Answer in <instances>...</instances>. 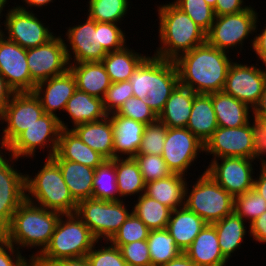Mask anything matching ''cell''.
Returning a JSON list of instances; mask_svg holds the SVG:
<instances>
[{
  "label": "cell",
  "instance_id": "cell-60",
  "mask_svg": "<svg viewBox=\"0 0 266 266\" xmlns=\"http://www.w3.org/2000/svg\"><path fill=\"white\" fill-rule=\"evenodd\" d=\"M260 166L259 178H254L253 189L266 200V164Z\"/></svg>",
  "mask_w": 266,
  "mask_h": 266
},
{
  "label": "cell",
  "instance_id": "cell-1",
  "mask_svg": "<svg viewBox=\"0 0 266 266\" xmlns=\"http://www.w3.org/2000/svg\"><path fill=\"white\" fill-rule=\"evenodd\" d=\"M227 53L206 42L181 54L174 60L179 84L196 94L221 92L233 61Z\"/></svg>",
  "mask_w": 266,
  "mask_h": 266
},
{
  "label": "cell",
  "instance_id": "cell-55",
  "mask_svg": "<svg viewBox=\"0 0 266 266\" xmlns=\"http://www.w3.org/2000/svg\"><path fill=\"white\" fill-rule=\"evenodd\" d=\"M244 4H246L244 0H217L213 9L215 16L235 14L251 7Z\"/></svg>",
  "mask_w": 266,
  "mask_h": 266
},
{
  "label": "cell",
  "instance_id": "cell-33",
  "mask_svg": "<svg viewBox=\"0 0 266 266\" xmlns=\"http://www.w3.org/2000/svg\"><path fill=\"white\" fill-rule=\"evenodd\" d=\"M128 45L109 52L101 61L112 83L129 80L136 68L148 57Z\"/></svg>",
  "mask_w": 266,
  "mask_h": 266
},
{
  "label": "cell",
  "instance_id": "cell-67",
  "mask_svg": "<svg viewBox=\"0 0 266 266\" xmlns=\"http://www.w3.org/2000/svg\"><path fill=\"white\" fill-rule=\"evenodd\" d=\"M263 125L266 127V118L261 121Z\"/></svg>",
  "mask_w": 266,
  "mask_h": 266
},
{
  "label": "cell",
  "instance_id": "cell-43",
  "mask_svg": "<svg viewBox=\"0 0 266 266\" xmlns=\"http://www.w3.org/2000/svg\"><path fill=\"white\" fill-rule=\"evenodd\" d=\"M149 231L144 222L132 212L109 242L119 248L135 241L147 240Z\"/></svg>",
  "mask_w": 266,
  "mask_h": 266
},
{
  "label": "cell",
  "instance_id": "cell-3",
  "mask_svg": "<svg viewBox=\"0 0 266 266\" xmlns=\"http://www.w3.org/2000/svg\"><path fill=\"white\" fill-rule=\"evenodd\" d=\"M159 41L154 56L175 60L181 54L206 43V32L173 2L160 5Z\"/></svg>",
  "mask_w": 266,
  "mask_h": 266
},
{
  "label": "cell",
  "instance_id": "cell-10",
  "mask_svg": "<svg viewBox=\"0 0 266 266\" xmlns=\"http://www.w3.org/2000/svg\"><path fill=\"white\" fill-rule=\"evenodd\" d=\"M44 114L41 102L33 92L14 93L7 105L0 111V121L6 122L2 130L0 149H6Z\"/></svg>",
  "mask_w": 266,
  "mask_h": 266
},
{
  "label": "cell",
  "instance_id": "cell-41",
  "mask_svg": "<svg viewBox=\"0 0 266 266\" xmlns=\"http://www.w3.org/2000/svg\"><path fill=\"white\" fill-rule=\"evenodd\" d=\"M265 211L266 200L255 189L234 197L233 212L243 220H248V223L253 222Z\"/></svg>",
  "mask_w": 266,
  "mask_h": 266
},
{
  "label": "cell",
  "instance_id": "cell-21",
  "mask_svg": "<svg viewBox=\"0 0 266 266\" xmlns=\"http://www.w3.org/2000/svg\"><path fill=\"white\" fill-rule=\"evenodd\" d=\"M113 124L114 158L135 157L141 145L145 124L131 118L118 115L116 112L109 114Z\"/></svg>",
  "mask_w": 266,
  "mask_h": 266
},
{
  "label": "cell",
  "instance_id": "cell-31",
  "mask_svg": "<svg viewBox=\"0 0 266 266\" xmlns=\"http://www.w3.org/2000/svg\"><path fill=\"white\" fill-rule=\"evenodd\" d=\"M212 103L219 127L234 128L251 122L253 109L223 91L212 93Z\"/></svg>",
  "mask_w": 266,
  "mask_h": 266
},
{
  "label": "cell",
  "instance_id": "cell-15",
  "mask_svg": "<svg viewBox=\"0 0 266 266\" xmlns=\"http://www.w3.org/2000/svg\"><path fill=\"white\" fill-rule=\"evenodd\" d=\"M266 82V67L261 70L254 64L232 62L225 81L223 92L242 101L253 109L258 103Z\"/></svg>",
  "mask_w": 266,
  "mask_h": 266
},
{
  "label": "cell",
  "instance_id": "cell-51",
  "mask_svg": "<svg viewBox=\"0 0 266 266\" xmlns=\"http://www.w3.org/2000/svg\"><path fill=\"white\" fill-rule=\"evenodd\" d=\"M134 97L144 100L151 85V56H148L133 72L129 79Z\"/></svg>",
  "mask_w": 266,
  "mask_h": 266
},
{
  "label": "cell",
  "instance_id": "cell-35",
  "mask_svg": "<svg viewBox=\"0 0 266 266\" xmlns=\"http://www.w3.org/2000/svg\"><path fill=\"white\" fill-rule=\"evenodd\" d=\"M217 232L218 244L223 256L229 260L239 250L247 233L245 221L234 212L212 224Z\"/></svg>",
  "mask_w": 266,
  "mask_h": 266
},
{
  "label": "cell",
  "instance_id": "cell-42",
  "mask_svg": "<svg viewBox=\"0 0 266 266\" xmlns=\"http://www.w3.org/2000/svg\"><path fill=\"white\" fill-rule=\"evenodd\" d=\"M173 3L206 33L211 29L215 13L214 9L205 0H175Z\"/></svg>",
  "mask_w": 266,
  "mask_h": 266
},
{
  "label": "cell",
  "instance_id": "cell-40",
  "mask_svg": "<svg viewBox=\"0 0 266 266\" xmlns=\"http://www.w3.org/2000/svg\"><path fill=\"white\" fill-rule=\"evenodd\" d=\"M26 200V186L0 187V235L9 226L12 216Z\"/></svg>",
  "mask_w": 266,
  "mask_h": 266
},
{
  "label": "cell",
  "instance_id": "cell-9",
  "mask_svg": "<svg viewBox=\"0 0 266 266\" xmlns=\"http://www.w3.org/2000/svg\"><path fill=\"white\" fill-rule=\"evenodd\" d=\"M255 8H248L239 13L215 16L211 29L206 33V42L217 49L229 52L243 50L244 41L250 34L257 32L258 13ZM254 32V33H253Z\"/></svg>",
  "mask_w": 266,
  "mask_h": 266
},
{
  "label": "cell",
  "instance_id": "cell-7",
  "mask_svg": "<svg viewBox=\"0 0 266 266\" xmlns=\"http://www.w3.org/2000/svg\"><path fill=\"white\" fill-rule=\"evenodd\" d=\"M127 209L123 200L90 198L77 203L75 214L88 226L98 242L110 241L132 213Z\"/></svg>",
  "mask_w": 266,
  "mask_h": 266
},
{
  "label": "cell",
  "instance_id": "cell-44",
  "mask_svg": "<svg viewBox=\"0 0 266 266\" xmlns=\"http://www.w3.org/2000/svg\"><path fill=\"white\" fill-rule=\"evenodd\" d=\"M167 126L159 121L146 125L137 154L162 156Z\"/></svg>",
  "mask_w": 266,
  "mask_h": 266
},
{
  "label": "cell",
  "instance_id": "cell-8",
  "mask_svg": "<svg viewBox=\"0 0 266 266\" xmlns=\"http://www.w3.org/2000/svg\"><path fill=\"white\" fill-rule=\"evenodd\" d=\"M60 117L45 113L38 118L34 124L23 131L4 151L11 153L15 158H33L37 148H47L48 156L51 158L57 151L58 140L62 129L68 128ZM47 145V146H46Z\"/></svg>",
  "mask_w": 266,
  "mask_h": 266
},
{
  "label": "cell",
  "instance_id": "cell-61",
  "mask_svg": "<svg viewBox=\"0 0 266 266\" xmlns=\"http://www.w3.org/2000/svg\"><path fill=\"white\" fill-rule=\"evenodd\" d=\"M46 266H91L87 257L62 259L52 263H48Z\"/></svg>",
  "mask_w": 266,
  "mask_h": 266
},
{
  "label": "cell",
  "instance_id": "cell-58",
  "mask_svg": "<svg viewBox=\"0 0 266 266\" xmlns=\"http://www.w3.org/2000/svg\"><path fill=\"white\" fill-rule=\"evenodd\" d=\"M14 93L0 73V111L7 105Z\"/></svg>",
  "mask_w": 266,
  "mask_h": 266
},
{
  "label": "cell",
  "instance_id": "cell-24",
  "mask_svg": "<svg viewBox=\"0 0 266 266\" xmlns=\"http://www.w3.org/2000/svg\"><path fill=\"white\" fill-rule=\"evenodd\" d=\"M82 142L101 154L106 160L114 159V133L110 116L104 119L83 123L71 128Z\"/></svg>",
  "mask_w": 266,
  "mask_h": 266
},
{
  "label": "cell",
  "instance_id": "cell-36",
  "mask_svg": "<svg viewBox=\"0 0 266 266\" xmlns=\"http://www.w3.org/2000/svg\"><path fill=\"white\" fill-rule=\"evenodd\" d=\"M132 212L151 230L166 229L172 209L145 193L137 197Z\"/></svg>",
  "mask_w": 266,
  "mask_h": 266
},
{
  "label": "cell",
  "instance_id": "cell-25",
  "mask_svg": "<svg viewBox=\"0 0 266 266\" xmlns=\"http://www.w3.org/2000/svg\"><path fill=\"white\" fill-rule=\"evenodd\" d=\"M69 70L79 91L101 99L112 83L102 62L69 63Z\"/></svg>",
  "mask_w": 266,
  "mask_h": 266
},
{
  "label": "cell",
  "instance_id": "cell-12",
  "mask_svg": "<svg viewBox=\"0 0 266 266\" xmlns=\"http://www.w3.org/2000/svg\"><path fill=\"white\" fill-rule=\"evenodd\" d=\"M27 63L31 79L36 84L67 72L69 60L62 37L54 35L46 43L28 48Z\"/></svg>",
  "mask_w": 266,
  "mask_h": 266
},
{
  "label": "cell",
  "instance_id": "cell-16",
  "mask_svg": "<svg viewBox=\"0 0 266 266\" xmlns=\"http://www.w3.org/2000/svg\"><path fill=\"white\" fill-rule=\"evenodd\" d=\"M66 29H68L66 32L67 38L65 37L66 40L63 39V41L69 63L101 62L107 55L100 43L99 22L87 16L84 23ZM66 43L70 45L68 46Z\"/></svg>",
  "mask_w": 266,
  "mask_h": 266
},
{
  "label": "cell",
  "instance_id": "cell-19",
  "mask_svg": "<svg viewBox=\"0 0 266 266\" xmlns=\"http://www.w3.org/2000/svg\"><path fill=\"white\" fill-rule=\"evenodd\" d=\"M178 85L179 76L174 61L151 56V85L144 100L157 116Z\"/></svg>",
  "mask_w": 266,
  "mask_h": 266
},
{
  "label": "cell",
  "instance_id": "cell-50",
  "mask_svg": "<svg viewBox=\"0 0 266 266\" xmlns=\"http://www.w3.org/2000/svg\"><path fill=\"white\" fill-rule=\"evenodd\" d=\"M119 249L128 266H151L150 253L146 240L122 245Z\"/></svg>",
  "mask_w": 266,
  "mask_h": 266
},
{
  "label": "cell",
  "instance_id": "cell-37",
  "mask_svg": "<svg viewBox=\"0 0 266 266\" xmlns=\"http://www.w3.org/2000/svg\"><path fill=\"white\" fill-rule=\"evenodd\" d=\"M146 241L148 243L151 266L165 264L183 253L167 229L149 231Z\"/></svg>",
  "mask_w": 266,
  "mask_h": 266
},
{
  "label": "cell",
  "instance_id": "cell-20",
  "mask_svg": "<svg viewBox=\"0 0 266 266\" xmlns=\"http://www.w3.org/2000/svg\"><path fill=\"white\" fill-rule=\"evenodd\" d=\"M76 90L75 77L68 70L62 75L37 83L33 93L39 98L45 113L58 117L56 111L64 112L67 101Z\"/></svg>",
  "mask_w": 266,
  "mask_h": 266
},
{
  "label": "cell",
  "instance_id": "cell-2",
  "mask_svg": "<svg viewBox=\"0 0 266 266\" xmlns=\"http://www.w3.org/2000/svg\"><path fill=\"white\" fill-rule=\"evenodd\" d=\"M61 213L48 210L25 200L15 211L11 222L2 236L19 251L23 248L38 247L30 256L35 259L50 242Z\"/></svg>",
  "mask_w": 266,
  "mask_h": 266
},
{
  "label": "cell",
  "instance_id": "cell-64",
  "mask_svg": "<svg viewBox=\"0 0 266 266\" xmlns=\"http://www.w3.org/2000/svg\"><path fill=\"white\" fill-rule=\"evenodd\" d=\"M24 266H45L43 264H40L39 262H37L35 259H29Z\"/></svg>",
  "mask_w": 266,
  "mask_h": 266
},
{
  "label": "cell",
  "instance_id": "cell-54",
  "mask_svg": "<svg viewBox=\"0 0 266 266\" xmlns=\"http://www.w3.org/2000/svg\"><path fill=\"white\" fill-rule=\"evenodd\" d=\"M21 252L0 235V266H24L29 259Z\"/></svg>",
  "mask_w": 266,
  "mask_h": 266
},
{
  "label": "cell",
  "instance_id": "cell-66",
  "mask_svg": "<svg viewBox=\"0 0 266 266\" xmlns=\"http://www.w3.org/2000/svg\"><path fill=\"white\" fill-rule=\"evenodd\" d=\"M208 5H210L212 8L215 7L217 0H205Z\"/></svg>",
  "mask_w": 266,
  "mask_h": 266
},
{
  "label": "cell",
  "instance_id": "cell-59",
  "mask_svg": "<svg viewBox=\"0 0 266 266\" xmlns=\"http://www.w3.org/2000/svg\"><path fill=\"white\" fill-rule=\"evenodd\" d=\"M253 119L257 121H262L266 118V82L264 85L263 93L256 104V106L253 108L252 111Z\"/></svg>",
  "mask_w": 266,
  "mask_h": 266
},
{
  "label": "cell",
  "instance_id": "cell-17",
  "mask_svg": "<svg viewBox=\"0 0 266 266\" xmlns=\"http://www.w3.org/2000/svg\"><path fill=\"white\" fill-rule=\"evenodd\" d=\"M0 73L15 92H33L36 83L31 79L27 49L6 39L0 33Z\"/></svg>",
  "mask_w": 266,
  "mask_h": 266
},
{
  "label": "cell",
  "instance_id": "cell-6",
  "mask_svg": "<svg viewBox=\"0 0 266 266\" xmlns=\"http://www.w3.org/2000/svg\"><path fill=\"white\" fill-rule=\"evenodd\" d=\"M189 191L185 188L184 206L207 224L220 221L233 213L234 197L222 188L206 171L199 175Z\"/></svg>",
  "mask_w": 266,
  "mask_h": 266
},
{
  "label": "cell",
  "instance_id": "cell-38",
  "mask_svg": "<svg viewBox=\"0 0 266 266\" xmlns=\"http://www.w3.org/2000/svg\"><path fill=\"white\" fill-rule=\"evenodd\" d=\"M92 198L107 201L120 200L115 165L111 160H105L95 169Z\"/></svg>",
  "mask_w": 266,
  "mask_h": 266
},
{
  "label": "cell",
  "instance_id": "cell-14",
  "mask_svg": "<svg viewBox=\"0 0 266 266\" xmlns=\"http://www.w3.org/2000/svg\"><path fill=\"white\" fill-rule=\"evenodd\" d=\"M221 161V163L219 162ZM253 160L244 157H222L212 159L206 171L233 197L253 189ZM253 166V167H252Z\"/></svg>",
  "mask_w": 266,
  "mask_h": 266
},
{
  "label": "cell",
  "instance_id": "cell-26",
  "mask_svg": "<svg viewBox=\"0 0 266 266\" xmlns=\"http://www.w3.org/2000/svg\"><path fill=\"white\" fill-rule=\"evenodd\" d=\"M207 223L185 206L172 210L167 230L184 252Z\"/></svg>",
  "mask_w": 266,
  "mask_h": 266
},
{
  "label": "cell",
  "instance_id": "cell-52",
  "mask_svg": "<svg viewBox=\"0 0 266 266\" xmlns=\"http://www.w3.org/2000/svg\"><path fill=\"white\" fill-rule=\"evenodd\" d=\"M3 152V149H0V187L25 186L26 174L20 173V170L18 171L17 168H14V162L18 161V159L12 156L10 153L8 154V159L6 158V154Z\"/></svg>",
  "mask_w": 266,
  "mask_h": 266
},
{
  "label": "cell",
  "instance_id": "cell-28",
  "mask_svg": "<svg viewBox=\"0 0 266 266\" xmlns=\"http://www.w3.org/2000/svg\"><path fill=\"white\" fill-rule=\"evenodd\" d=\"M186 175L172 173L162 179L146 183L145 194L172 210L184 206Z\"/></svg>",
  "mask_w": 266,
  "mask_h": 266
},
{
  "label": "cell",
  "instance_id": "cell-27",
  "mask_svg": "<svg viewBox=\"0 0 266 266\" xmlns=\"http://www.w3.org/2000/svg\"><path fill=\"white\" fill-rule=\"evenodd\" d=\"M196 95L191 89L179 84L158 115V121L169 128H186Z\"/></svg>",
  "mask_w": 266,
  "mask_h": 266
},
{
  "label": "cell",
  "instance_id": "cell-57",
  "mask_svg": "<svg viewBox=\"0 0 266 266\" xmlns=\"http://www.w3.org/2000/svg\"><path fill=\"white\" fill-rule=\"evenodd\" d=\"M252 49L266 67V25L263 30L250 40Z\"/></svg>",
  "mask_w": 266,
  "mask_h": 266
},
{
  "label": "cell",
  "instance_id": "cell-49",
  "mask_svg": "<svg viewBox=\"0 0 266 266\" xmlns=\"http://www.w3.org/2000/svg\"><path fill=\"white\" fill-rule=\"evenodd\" d=\"M116 23L99 22V37L103 49L109 53L126 46V35Z\"/></svg>",
  "mask_w": 266,
  "mask_h": 266
},
{
  "label": "cell",
  "instance_id": "cell-48",
  "mask_svg": "<svg viewBox=\"0 0 266 266\" xmlns=\"http://www.w3.org/2000/svg\"><path fill=\"white\" fill-rule=\"evenodd\" d=\"M105 243L106 247L101 246L99 248L97 246L98 249H96L95 243L93 248L86 255L91 266H128L122 257L120 249L109 241H106Z\"/></svg>",
  "mask_w": 266,
  "mask_h": 266
},
{
  "label": "cell",
  "instance_id": "cell-39",
  "mask_svg": "<svg viewBox=\"0 0 266 266\" xmlns=\"http://www.w3.org/2000/svg\"><path fill=\"white\" fill-rule=\"evenodd\" d=\"M88 17L96 22L121 23L127 15L129 0H89Z\"/></svg>",
  "mask_w": 266,
  "mask_h": 266
},
{
  "label": "cell",
  "instance_id": "cell-18",
  "mask_svg": "<svg viewBox=\"0 0 266 266\" xmlns=\"http://www.w3.org/2000/svg\"><path fill=\"white\" fill-rule=\"evenodd\" d=\"M252 124L225 128L219 127L204 144V152L213 159L244 157L252 159Z\"/></svg>",
  "mask_w": 266,
  "mask_h": 266
},
{
  "label": "cell",
  "instance_id": "cell-5",
  "mask_svg": "<svg viewBox=\"0 0 266 266\" xmlns=\"http://www.w3.org/2000/svg\"><path fill=\"white\" fill-rule=\"evenodd\" d=\"M45 160L35 177L26 174V200L61 214L75 213L77 202L70 194L59 166L52 158Z\"/></svg>",
  "mask_w": 266,
  "mask_h": 266
},
{
  "label": "cell",
  "instance_id": "cell-56",
  "mask_svg": "<svg viewBox=\"0 0 266 266\" xmlns=\"http://www.w3.org/2000/svg\"><path fill=\"white\" fill-rule=\"evenodd\" d=\"M259 243H266V211L249 224L248 235Z\"/></svg>",
  "mask_w": 266,
  "mask_h": 266
},
{
  "label": "cell",
  "instance_id": "cell-22",
  "mask_svg": "<svg viewBox=\"0 0 266 266\" xmlns=\"http://www.w3.org/2000/svg\"><path fill=\"white\" fill-rule=\"evenodd\" d=\"M53 160H69L90 168H97L106 159L82 142L72 129H62Z\"/></svg>",
  "mask_w": 266,
  "mask_h": 266
},
{
  "label": "cell",
  "instance_id": "cell-65",
  "mask_svg": "<svg viewBox=\"0 0 266 266\" xmlns=\"http://www.w3.org/2000/svg\"><path fill=\"white\" fill-rule=\"evenodd\" d=\"M8 0H0V19L3 17V9H5Z\"/></svg>",
  "mask_w": 266,
  "mask_h": 266
},
{
  "label": "cell",
  "instance_id": "cell-53",
  "mask_svg": "<svg viewBox=\"0 0 266 266\" xmlns=\"http://www.w3.org/2000/svg\"><path fill=\"white\" fill-rule=\"evenodd\" d=\"M252 160L259 159L261 165L266 164V127L262 122L253 120L252 122ZM257 158V159H256Z\"/></svg>",
  "mask_w": 266,
  "mask_h": 266
},
{
  "label": "cell",
  "instance_id": "cell-63",
  "mask_svg": "<svg viewBox=\"0 0 266 266\" xmlns=\"http://www.w3.org/2000/svg\"><path fill=\"white\" fill-rule=\"evenodd\" d=\"M22 1L25 2L26 7L17 4L16 8H19L25 11H28L29 9L28 7H30V9L31 7H35V8L37 7L38 9V7L41 8L45 5L47 6V4H50L51 2H53V0H22Z\"/></svg>",
  "mask_w": 266,
  "mask_h": 266
},
{
  "label": "cell",
  "instance_id": "cell-11",
  "mask_svg": "<svg viewBox=\"0 0 266 266\" xmlns=\"http://www.w3.org/2000/svg\"><path fill=\"white\" fill-rule=\"evenodd\" d=\"M6 11V20L3 21L5 27L3 30L1 28L2 24H0V33L22 48L28 49L40 46L54 36L49 26L44 25L45 23H42V20L40 21L33 11H25L15 6Z\"/></svg>",
  "mask_w": 266,
  "mask_h": 266
},
{
  "label": "cell",
  "instance_id": "cell-32",
  "mask_svg": "<svg viewBox=\"0 0 266 266\" xmlns=\"http://www.w3.org/2000/svg\"><path fill=\"white\" fill-rule=\"evenodd\" d=\"M64 111L68 113L69 119H71L72 128L83 123L98 121L108 116L101 98L89 95L78 89L67 101Z\"/></svg>",
  "mask_w": 266,
  "mask_h": 266
},
{
  "label": "cell",
  "instance_id": "cell-47",
  "mask_svg": "<svg viewBox=\"0 0 266 266\" xmlns=\"http://www.w3.org/2000/svg\"><path fill=\"white\" fill-rule=\"evenodd\" d=\"M133 88L129 80L111 83L102 98L105 112L115 113L129 98L133 97Z\"/></svg>",
  "mask_w": 266,
  "mask_h": 266
},
{
  "label": "cell",
  "instance_id": "cell-23",
  "mask_svg": "<svg viewBox=\"0 0 266 266\" xmlns=\"http://www.w3.org/2000/svg\"><path fill=\"white\" fill-rule=\"evenodd\" d=\"M184 253L197 266H226L228 260L221 253L215 227L206 224Z\"/></svg>",
  "mask_w": 266,
  "mask_h": 266
},
{
  "label": "cell",
  "instance_id": "cell-62",
  "mask_svg": "<svg viewBox=\"0 0 266 266\" xmlns=\"http://www.w3.org/2000/svg\"><path fill=\"white\" fill-rule=\"evenodd\" d=\"M160 266H197L184 252L173 260Z\"/></svg>",
  "mask_w": 266,
  "mask_h": 266
},
{
  "label": "cell",
  "instance_id": "cell-29",
  "mask_svg": "<svg viewBox=\"0 0 266 266\" xmlns=\"http://www.w3.org/2000/svg\"><path fill=\"white\" fill-rule=\"evenodd\" d=\"M186 128L204 144L218 128L216 114L212 103V93L197 94L194 97Z\"/></svg>",
  "mask_w": 266,
  "mask_h": 266
},
{
  "label": "cell",
  "instance_id": "cell-4",
  "mask_svg": "<svg viewBox=\"0 0 266 266\" xmlns=\"http://www.w3.org/2000/svg\"><path fill=\"white\" fill-rule=\"evenodd\" d=\"M95 243L97 239L75 213L61 214L49 244L35 260L46 266L62 259L84 257Z\"/></svg>",
  "mask_w": 266,
  "mask_h": 266
},
{
  "label": "cell",
  "instance_id": "cell-46",
  "mask_svg": "<svg viewBox=\"0 0 266 266\" xmlns=\"http://www.w3.org/2000/svg\"><path fill=\"white\" fill-rule=\"evenodd\" d=\"M116 113L145 125L153 124L158 121V116L146 104L145 100L134 96L124 102Z\"/></svg>",
  "mask_w": 266,
  "mask_h": 266
},
{
  "label": "cell",
  "instance_id": "cell-45",
  "mask_svg": "<svg viewBox=\"0 0 266 266\" xmlns=\"http://www.w3.org/2000/svg\"><path fill=\"white\" fill-rule=\"evenodd\" d=\"M134 159L139 165L145 183L165 178L172 174L160 155L137 154Z\"/></svg>",
  "mask_w": 266,
  "mask_h": 266
},
{
  "label": "cell",
  "instance_id": "cell-13",
  "mask_svg": "<svg viewBox=\"0 0 266 266\" xmlns=\"http://www.w3.org/2000/svg\"><path fill=\"white\" fill-rule=\"evenodd\" d=\"M201 152L204 153V143L190 130L167 127L162 158L172 173L187 175Z\"/></svg>",
  "mask_w": 266,
  "mask_h": 266
},
{
  "label": "cell",
  "instance_id": "cell-30",
  "mask_svg": "<svg viewBox=\"0 0 266 266\" xmlns=\"http://www.w3.org/2000/svg\"><path fill=\"white\" fill-rule=\"evenodd\" d=\"M54 161L59 166L70 194L77 203L92 198L95 168L69 160Z\"/></svg>",
  "mask_w": 266,
  "mask_h": 266
},
{
  "label": "cell",
  "instance_id": "cell-34",
  "mask_svg": "<svg viewBox=\"0 0 266 266\" xmlns=\"http://www.w3.org/2000/svg\"><path fill=\"white\" fill-rule=\"evenodd\" d=\"M111 161L115 165L120 200L135 194L139 197L145 193L146 183L134 157L114 158Z\"/></svg>",
  "mask_w": 266,
  "mask_h": 266
}]
</instances>
